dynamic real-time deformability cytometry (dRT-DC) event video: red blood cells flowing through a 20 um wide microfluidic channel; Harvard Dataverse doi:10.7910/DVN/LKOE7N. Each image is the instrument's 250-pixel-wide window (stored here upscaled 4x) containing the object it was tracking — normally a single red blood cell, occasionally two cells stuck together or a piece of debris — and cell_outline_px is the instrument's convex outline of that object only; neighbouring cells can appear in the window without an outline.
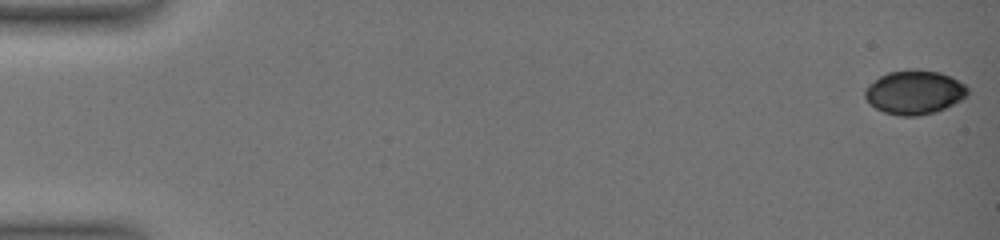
{"species": "common noctule bat (a hibernating species)", "species_latin": "Nyctalus noctula", "temperature_condition": "warm", "stored_images_in_passage": 103, "camera_frame_rate_fps": 3000, "um_per_image_px": 0.085, "animal": {"sex": "female", "body_mass_g": 19.0, "forearm_length_mm": 51.5}, "frame": {"image": 1, "passage_image": 1, "time_ms": 0.0, "image_size_px": [1000, 240], "cell_outline_px": [[968, 96], [936, 112], [920, 116], [900, 116], [884, 112], [868, 104], [864, 96], [864, 92], [868, 84], [880, 76], [888, 72], [912, 68], [916, 68], [940, 72], [964, 84], [968, 88]], "centroid_in_image_um": [77.69, 7.84], "position_along_channel_um": 7.3, "area_um2": 26.53}}
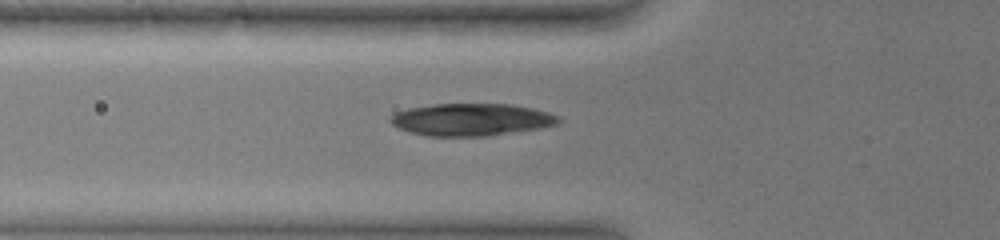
{"frame": {"image": 2, "passage_image": 43, "time_ms": 7.0, "image_size_px": [1000, 240], "cell_outline_px": [[560, 120], [556, 124], [540, 128], [488, 136], [428, 136], [408, 132], [392, 124], [388, 120], [396, 112], [408, 108], [432, 104], [512, 104], [532, 108], [548, 112], [560, 116]], "centroid_in_image_um": [40.05, 10.16], "position_along_channel_um": 85.7, "area_um2": 31.67}}
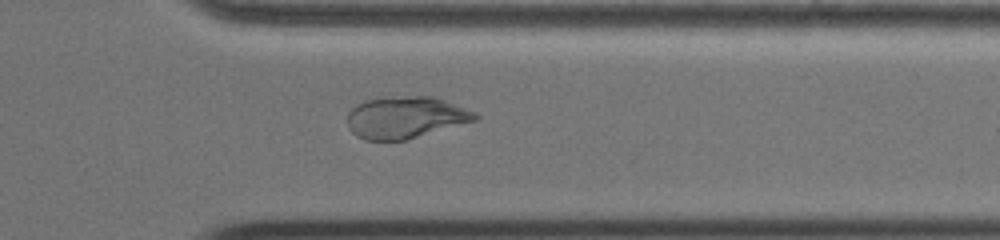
{"frame": {"image": 3, "passage_image": 91, "time_ms": 15.0, "image_size_px": [1000, 240], "cell_outline_px": [[480, 120], [404, 140], [364, 140], [356, 136], [348, 128], [348, 112], [356, 104], [368, 100], [384, 96], [432, 96], [444, 100], [476, 112], [480, 116]], "centroid_in_image_um": [34.49, 9.97], "position_along_channel_um": 376.9, "area_um2": 31.44}}